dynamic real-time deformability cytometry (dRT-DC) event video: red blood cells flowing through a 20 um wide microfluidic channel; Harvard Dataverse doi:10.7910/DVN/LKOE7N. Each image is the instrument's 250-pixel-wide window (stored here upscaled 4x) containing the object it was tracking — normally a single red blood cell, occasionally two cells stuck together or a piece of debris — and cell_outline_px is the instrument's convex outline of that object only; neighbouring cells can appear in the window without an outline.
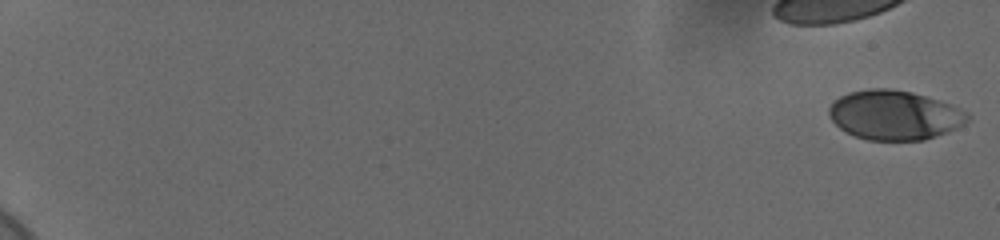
{"species": "human", "species_latin": "Homo sapiens", "temperature_condition": "cold", "stored_images_in_passage": 17, "camera_frame_rate_fps": 3000, "um_per_image_px": 0.085, "donor": {"sex": "female"}, "frame": {"image": 1, "passage_image": 1, "time_ms": 0.0, "image_size_px": [1000, 240], "cell_outline_px": [[968, 120], [964, 124], [948, 132], [924, 140], [868, 140], [856, 136], [840, 128], [828, 116], [828, 108], [840, 96], [848, 92], [872, 88], [888, 88], [912, 92], [948, 104], [968, 112]], "centroid_in_image_um": [76.01, 9.78], "position_along_channel_um": 9.0, "area_um2": 39.59}}
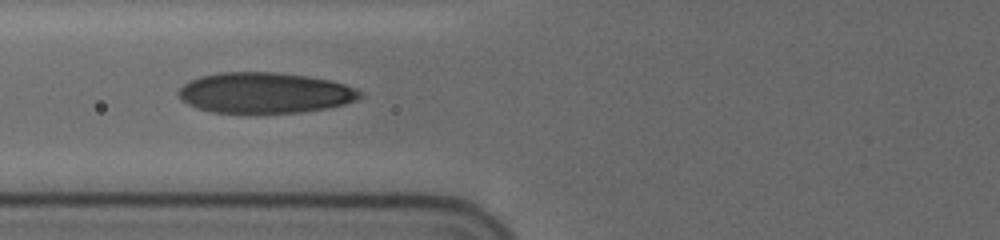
{"frame": {"image": 2, "passage_image": 14, "time_ms": 4.333, "image_size_px": [1000, 240], "cell_outline_px": [[364, 92], [356, 100], [344, 104], [328, 108], [300, 112], [248, 116], [212, 112], [196, 108], [188, 104], [176, 92], [184, 84], [200, 76], [220, 72], [276, 72], [308, 76], [328, 80], [344, 84]], "centroid_in_image_um": [22.48, 7.93], "position_along_channel_um": 103.3, "area_um2": 43.99}}
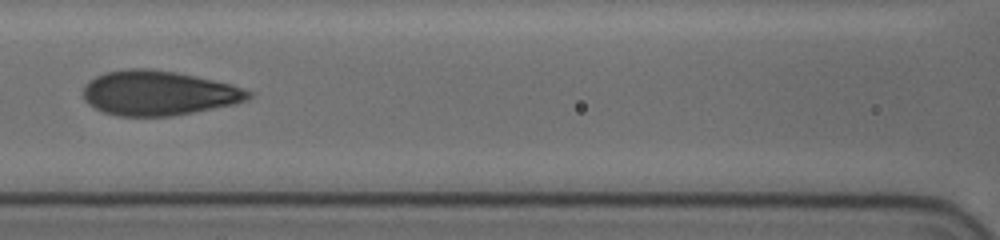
{"frame": {"image": 3, "passage_image": 16, "time_ms": 5.0, "image_size_px": [1000, 240], "cell_outline_px": [[252, 96], [248, 100], [236, 104], [172, 116], [120, 116], [104, 112], [88, 104], [84, 100], [84, 84], [88, 80], [96, 76], [108, 72], [128, 68], [152, 68], [176, 72], [232, 84], [252, 92]], "centroid_in_image_um": [13.48, 7.91], "position_along_channel_um": 153.1, "area_um2": 43.12}}